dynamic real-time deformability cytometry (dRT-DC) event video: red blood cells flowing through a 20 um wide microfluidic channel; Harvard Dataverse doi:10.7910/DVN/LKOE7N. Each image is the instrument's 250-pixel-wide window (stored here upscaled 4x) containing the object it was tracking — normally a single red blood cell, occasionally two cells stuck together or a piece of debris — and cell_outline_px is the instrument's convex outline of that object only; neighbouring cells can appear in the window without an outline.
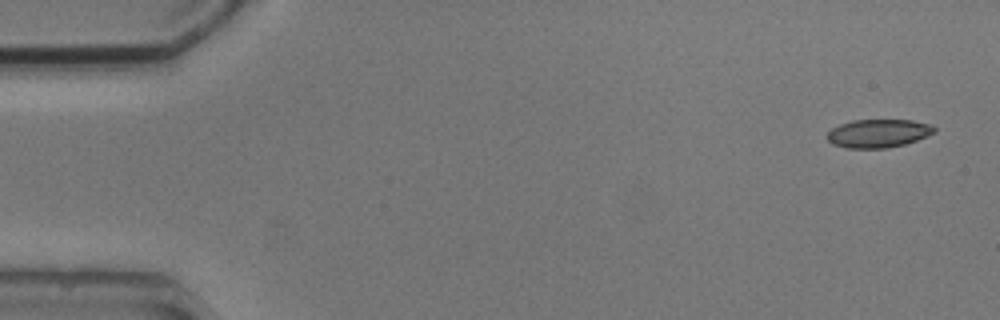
{"species": "common noctule bat (a hibernating species)", "species_latin": "Nyctalus noctula", "temperature_condition": "cold", "stored_images_in_passage": 5, "camera_frame_rate_fps": 3000, "um_per_image_px": 0.085, "animal": {"sex": "male", "body_mass_g": 20.5, "forearm_length_mm": 52.5}, "frame": {"image": 1, "passage_image": 1, "time_ms": 0.0, "image_size_px": [1000, 320], "cell_outline_px": [[936, 132], [916, 140], [904, 144], [888, 148], [848, 148], [832, 144], [824, 136], [832, 128], [840, 124], [852, 120], [912, 120], [932, 124], [936, 128]], "centroid_in_image_um": [74.65, 11.33], "position_along_channel_um": 10.4, "area_um2": 17.8}}
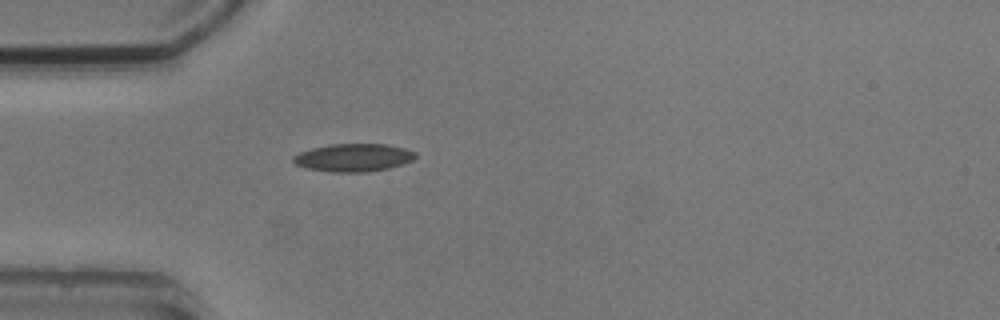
{"frame": {"image": 2, "passage_image": 4, "time_ms": 4.333, "image_size_px": [1000, 320], "cell_outline_px": [[416, 156], [412, 160], [404, 164], [388, 168], [368, 172], [332, 172], [308, 168], [296, 164], [292, 160], [292, 156], [300, 152], [312, 148], [332, 144], [388, 144], [404, 148], [416, 152]], "centroid_in_image_um": [30.06, 13.39], "position_along_channel_um": 54.9, "area_um2": 19.83}}